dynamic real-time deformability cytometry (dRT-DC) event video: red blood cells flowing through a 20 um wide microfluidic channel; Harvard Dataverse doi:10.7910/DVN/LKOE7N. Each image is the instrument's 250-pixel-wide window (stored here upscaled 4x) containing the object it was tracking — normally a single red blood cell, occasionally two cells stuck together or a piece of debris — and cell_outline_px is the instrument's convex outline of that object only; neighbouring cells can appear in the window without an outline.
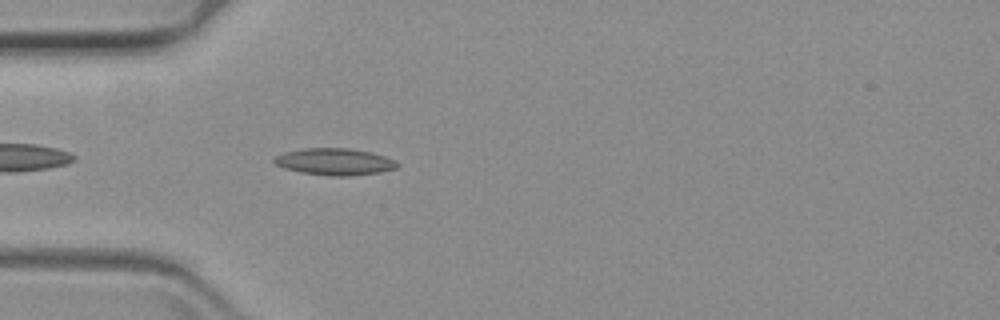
{"species": "common noctule bat (a hibernating species)", "species_latin": "Nyctalus noctula", "temperature_condition": "warm", "stored_images_in_passage": 48, "camera_frame_rate_fps": 3000, "um_per_image_px": 0.085, "animal": {"sex": "female", "body_mass_g": 19.3, "forearm_length_mm": 54.1}, "frame": {"image": 1, "passage_image": 5, "time_ms": 1.333, "image_size_px": [1000, 320], "cell_outline_px": [[400, 164], [396, 168], [380, 172], [348, 176], [328, 176], [300, 172], [284, 168], [276, 164], [272, 160], [276, 156], [284, 152], [304, 148], [352, 148], [372, 152], [396, 160]], "centroid_in_image_um": [28.46, 13.74], "position_along_channel_um": 56.5, "area_um2": 19.36}}
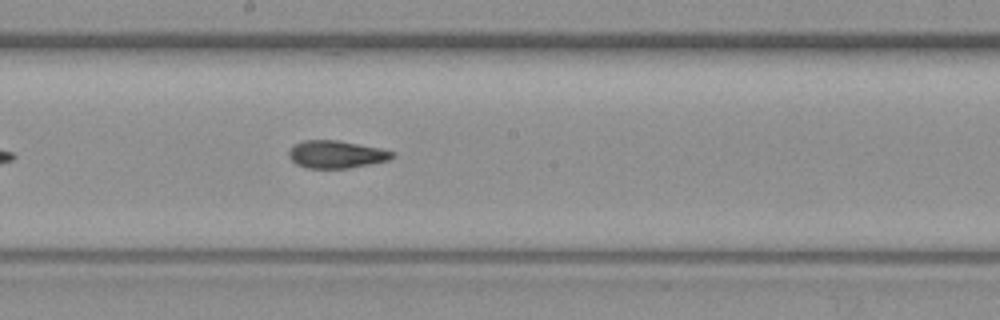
{"frame": {"image": 2, "passage_image": 20, "time_ms": 6.333, "image_size_px": [1000, 320], "cell_outline_px": [[396, 156], [388, 160], [348, 168], [304, 168], [296, 164], [288, 156], [288, 152], [296, 144], [304, 140], [336, 140], [380, 148], [392, 152]], "centroid_in_image_um": [28.56, 13.12], "position_along_channel_um": 219.6, "area_um2": 16.42}}
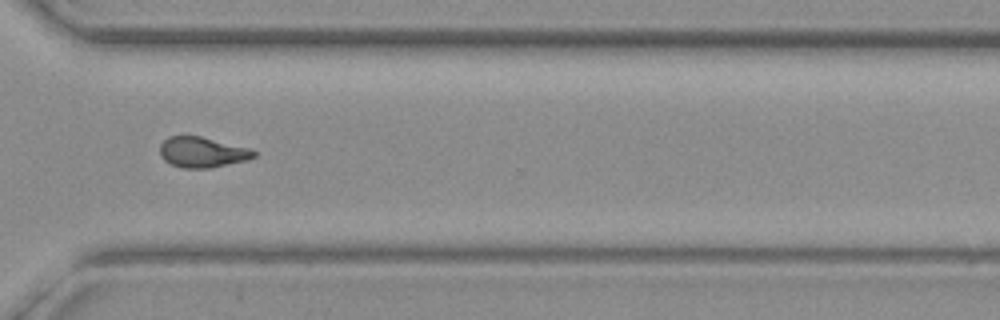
{"frame": {"image": 3, "passage_image": 32, "time_ms": 10.333, "image_size_px": [1000, 320], "cell_outline_px": [[256, 156], [248, 160], [208, 168], [180, 168], [164, 160], [160, 156], [160, 144], [168, 136], [200, 136], [248, 148], [256, 152]], "centroid_in_image_um": [17.17, 12.94], "position_along_channel_um": 353.4, "area_um2": 16.59}}